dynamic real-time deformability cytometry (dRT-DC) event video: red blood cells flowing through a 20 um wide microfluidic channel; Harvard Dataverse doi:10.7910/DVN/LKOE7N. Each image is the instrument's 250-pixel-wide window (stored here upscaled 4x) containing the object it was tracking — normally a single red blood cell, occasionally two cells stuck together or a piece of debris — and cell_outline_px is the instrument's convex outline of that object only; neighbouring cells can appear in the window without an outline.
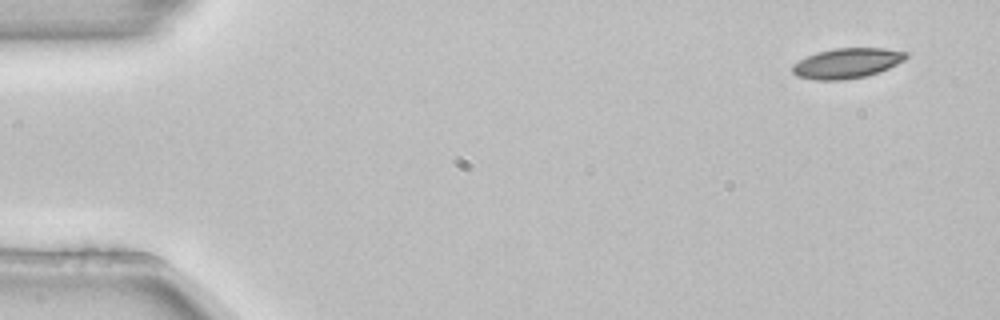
{"species": "common noctule bat (a hibernating species)", "species_latin": "Nyctalus noctula", "temperature_condition": "room temperature", "stored_images_in_passage": 5, "camera_frame_rate_fps": 3000, "um_per_image_px": 0.085, "animal": {"sex": "female", "body_mass_g": 22.7, "forearm_length_mm": 54.2}, "frame": {"image": 1, "passage_image": 1, "time_ms": 0.0, "image_size_px": [1000, 320], "cell_outline_px": [[908, 56], [904, 60], [888, 68], [868, 76], [844, 80], [816, 80], [796, 76], [792, 72], [792, 64], [816, 52], [836, 48], [884, 48], [908, 52]], "centroid_in_image_um": [71.99, 5.37], "position_along_channel_um": 13.0, "area_um2": 20.0}}
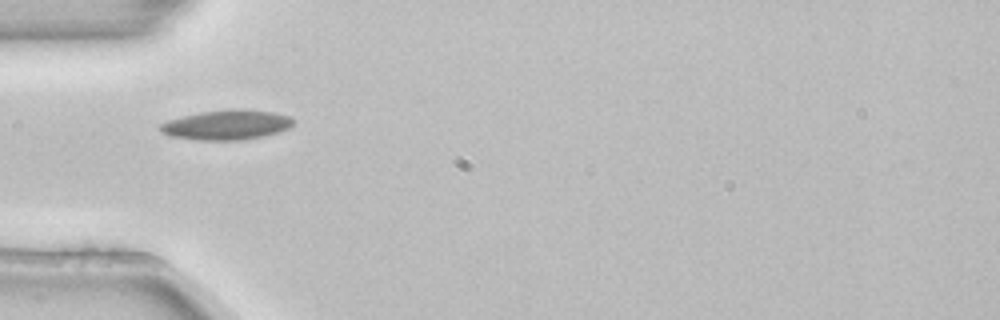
{"frame": {"image": 2, "passage_image": 4, "time_ms": 1.0, "image_size_px": [1000, 320], "cell_outline_px": [[292, 124], [288, 128], [264, 136], [244, 140], [196, 140], [168, 136], [160, 132], [156, 128], [160, 124], [168, 120], [200, 112], [232, 108], [240, 108], [272, 112], [288, 116], [292, 120]], "centroid_in_image_um": [19.19, 10.61], "position_along_channel_um": 65.8, "area_um2": 23.24}}